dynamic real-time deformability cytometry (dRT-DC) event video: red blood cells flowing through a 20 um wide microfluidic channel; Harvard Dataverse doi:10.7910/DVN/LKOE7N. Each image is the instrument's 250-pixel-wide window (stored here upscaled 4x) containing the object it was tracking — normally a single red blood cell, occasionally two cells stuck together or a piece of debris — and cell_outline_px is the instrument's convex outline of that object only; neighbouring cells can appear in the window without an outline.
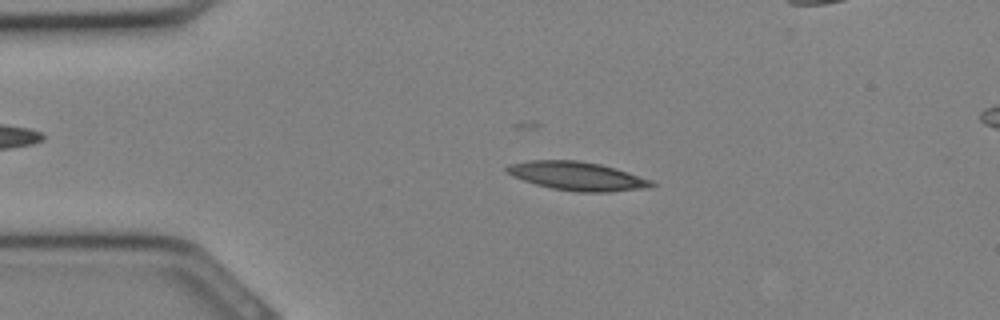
{"species": "Egyptian fruit bat (a non-hibernating species)", "species_latin": "Rousettus aegyptiacus", "temperature_condition": "cold", "stored_images_in_passage": 31, "camera_frame_rate_fps": 3000, "um_per_image_px": 0.085, "animal": {"sex": "female"}, "frame": {"image": 1, "passage_image": 6, "time_ms": 1.667, "image_size_px": [1000, 320], "cell_outline_px": [[656, 184], [648, 188], [608, 192], [576, 192], [552, 188], [536, 184], [512, 176], [504, 172], [504, 168], [508, 164], [528, 160], [580, 160], [600, 164], [628, 172], [652, 180]], "centroid_in_image_um": [49.03, 14.96], "position_along_channel_um": 36.0, "area_um2": 24.28}}
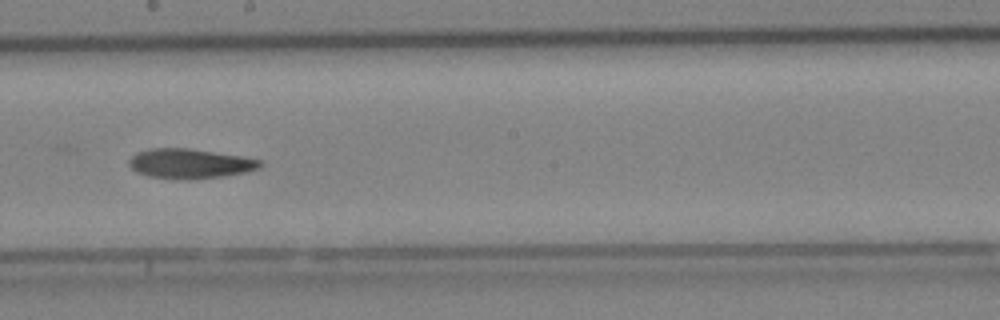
{"frame": {"image": 2, "passage_image": 17, "time_ms": 5.333, "image_size_px": [1000, 320], "cell_outline_px": [[264, 164], [260, 168], [244, 172], [224, 176], [188, 180], [148, 176], [136, 172], [128, 164], [128, 160], [136, 152], [148, 148], [188, 148], [240, 156], [260, 160]], "centroid_in_image_um": [16.11, 13.9], "position_along_channel_um": 232.1, "area_um2": 22.72}}
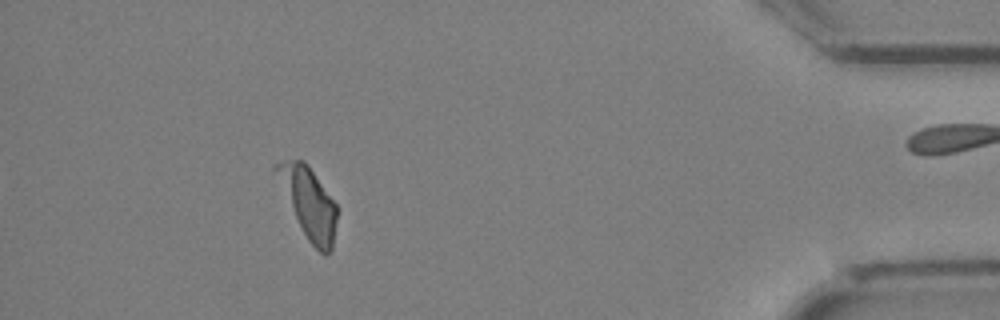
{"frame": {"image": 3, "passage_image": 28, "time_ms": 9.0, "image_size_px": [1000, 320], "cell_outline_px": [[336, 220], [332, 252], [324, 256], [308, 240], [272, 168], [272, 164], [292, 160], [304, 160], [308, 164], [336, 204]], "centroid_in_image_um": [26.25, 17.22], "position_along_channel_um": 408.9, "area_um2": 24.04}}